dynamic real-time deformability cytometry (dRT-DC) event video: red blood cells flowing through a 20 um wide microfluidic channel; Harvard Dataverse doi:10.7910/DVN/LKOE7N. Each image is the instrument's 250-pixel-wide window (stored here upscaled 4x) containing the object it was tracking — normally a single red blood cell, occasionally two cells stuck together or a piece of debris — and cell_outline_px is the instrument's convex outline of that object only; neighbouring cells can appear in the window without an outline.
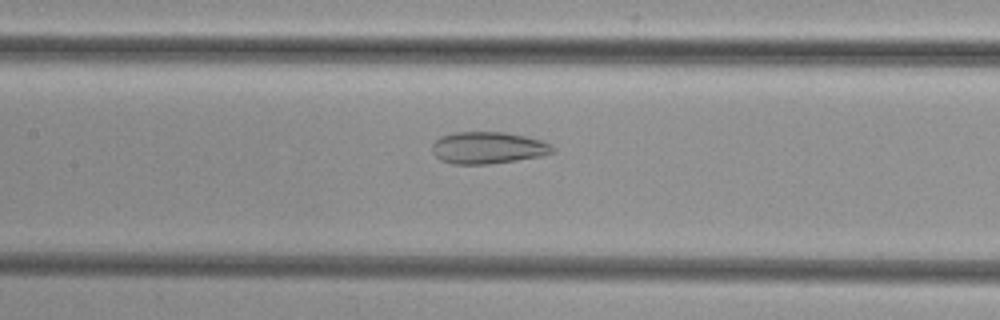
{"species": "common noctule bat (a hibernating species)", "species_latin": "Nyctalus noctula", "temperature_condition": "cold", "stored_images_in_passage": 52, "camera_frame_rate_fps": 3000, "um_per_image_px": 0.085, "animal": {"sex": "female", "body_mass_g": 29.2, "forearm_length_mm": 56.3}, "frame": {"image": 1, "passage_image": 25, "time_ms": 8.0, "image_size_px": [1000, 320], "cell_outline_px": [[556, 152], [540, 156], [516, 160], [488, 164], [452, 164], [440, 160], [432, 152], [432, 144], [440, 136], [456, 132], [504, 132], [524, 136], [540, 140], [552, 144]], "centroid_in_image_um": [41.47, 12.56], "position_along_channel_um": 165.9, "area_um2": 22.43}}
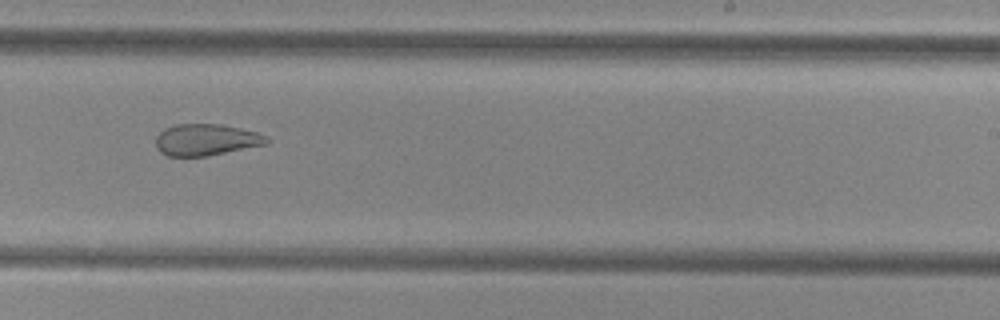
{"frame": {"image": 2, "passage_image": 33, "time_ms": 10.667, "image_size_px": [1000, 320], "cell_outline_px": [[272, 140], [268, 144], [208, 156], [168, 156], [160, 152], [156, 148], [156, 136], [164, 128], [176, 124], [220, 124], [240, 128], [256, 132], [268, 136]], "centroid_in_image_um": [17.54, 11.88], "position_along_channel_um": 271.5, "area_um2": 20.63}}
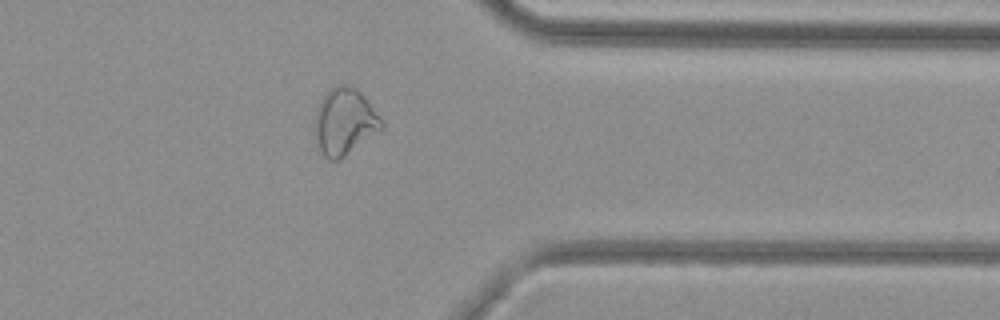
{"frame": {"image": 3, "passage_image": 42, "time_ms": 13.667, "image_size_px": [1000, 320], "cell_outline_px": [[384, 128], [340, 160], [328, 160], [324, 156], [316, 140], [316, 108], [320, 100], [336, 84], [348, 84], [356, 88], [368, 100], [384, 120]], "centroid_in_image_um": [29.33, 10.33], "position_along_channel_um": 382.1, "area_um2": 26.01}}